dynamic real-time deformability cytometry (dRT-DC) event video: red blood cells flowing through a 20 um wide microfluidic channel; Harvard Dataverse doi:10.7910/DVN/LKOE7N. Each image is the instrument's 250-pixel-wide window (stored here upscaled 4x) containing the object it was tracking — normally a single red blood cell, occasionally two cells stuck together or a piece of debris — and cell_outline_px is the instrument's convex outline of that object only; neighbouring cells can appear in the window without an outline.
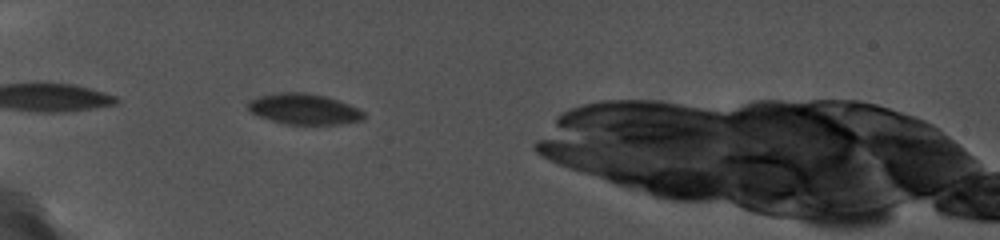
{"species": "common noctule bat (a hibernating species)", "species_latin": "Nyctalus noctula", "temperature_condition": "cold", "stored_images_in_passage": 16, "camera_frame_rate_fps": 5000, "um_per_image_px": 0.085, "animal": {"sex": "female", "body_mass_g": 19.0, "forearm_length_mm": 56.7}, "frame": {"image": 1, "passage_image": 1, "time_ms": 0.0, "image_size_px": [1000, 240], "cell_outline_px": [[364, 116], [360, 120], [340, 124], [284, 124], [260, 116], [252, 112], [248, 108], [248, 100], [260, 96], [280, 92], [304, 92], [324, 96], [348, 104], [364, 112]], "centroid_in_image_um": [25.81, 9.26], "position_along_channel_um": 59.2, "area_um2": 20.35}}
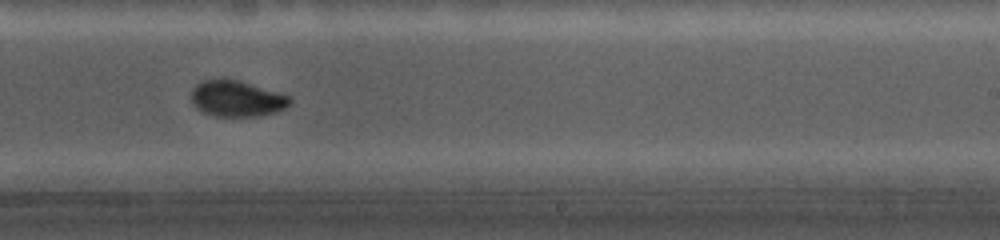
{"frame": {"image": 2, "passage_image": 10, "time_ms": 6.0, "image_size_px": [1000, 240], "cell_outline_px": [[292, 100], [284, 108], [276, 112], [260, 116], [212, 116], [196, 108], [192, 104], [192, 88], [196, 84], [204, 80], [236, 80], [288, 96]], "centroid_in_image_um": [20.08, 8.41], "position_along_channel_um": 268.9, "area_um2": 20.17}}
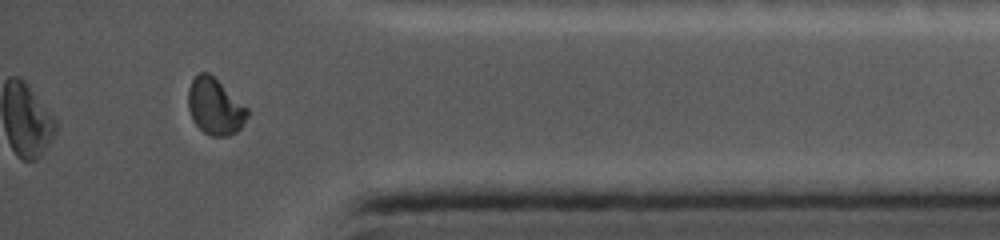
{"frame": {"image": 3, "passage_image": 15, "time_ms": 10.0, "image_size_px": [1000, 240], "cell_outline_px": [[248, 116], [240, 128], [236, 132], [228, 136], [212, 136], [204, 132], [192, 120], [188, 108], [188, 88], [192, 80], [200, 72], [208, 72], [248, 108]], "centroid_in_image_um": [18.26, 9.07], "position_along_channel_um": 416.9, "area_um2": 19.25}}